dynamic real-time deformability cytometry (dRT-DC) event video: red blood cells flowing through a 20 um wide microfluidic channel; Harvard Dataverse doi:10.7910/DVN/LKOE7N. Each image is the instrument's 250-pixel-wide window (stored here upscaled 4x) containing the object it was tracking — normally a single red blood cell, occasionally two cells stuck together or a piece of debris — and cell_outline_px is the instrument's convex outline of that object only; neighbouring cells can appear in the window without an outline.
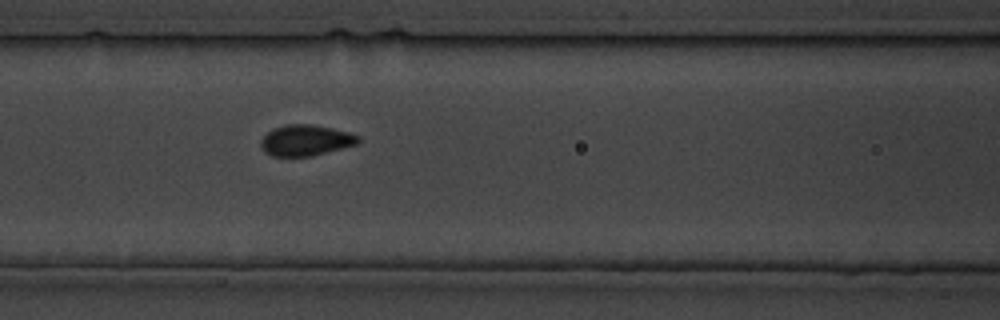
{"species": "common noctule bat (a hibernating species)", "species_latin": "Nyctalus noctula", "temperature_condition": "cold", "stored_images_in_passage": 24, "camera_frame_rate_fps": 3000, "um_per_image_px": 0.085, "animal": {"sex": "male", "body_mass_g": 19.5, "forearm_length_mm": 54.6}, "frame": {"image": 1, "passage_image": 8, "time_ms": 8.0, "image_size_px": [1000, 320], "cell_outline_px": [[360, 140], [356, 144], [312, 156], [272, 156], [264, 152], [260, 148], [260, 140], [272, 128], [284, 124], [308, 124], [332, 128], [348, 132], [360, 136]], "centroid_in_image_um": [25.94, 11.92], "position_along_channel_um": 140.7, "area_um2": 17.57}}